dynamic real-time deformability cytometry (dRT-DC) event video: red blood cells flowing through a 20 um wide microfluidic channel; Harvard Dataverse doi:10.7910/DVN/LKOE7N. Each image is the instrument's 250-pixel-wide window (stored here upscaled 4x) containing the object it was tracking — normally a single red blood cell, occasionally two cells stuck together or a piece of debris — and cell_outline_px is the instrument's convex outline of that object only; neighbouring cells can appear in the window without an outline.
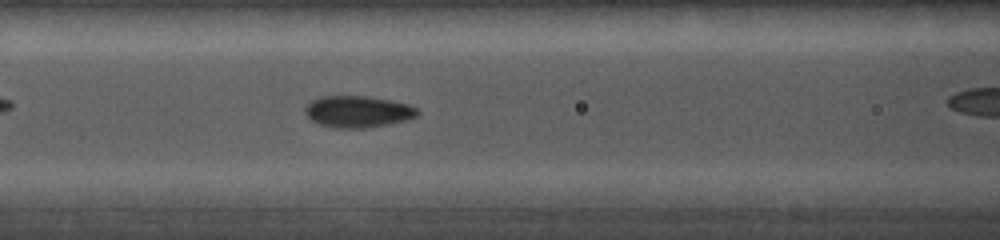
{"species": "common noctule bat (a hibernating species)", "species_latin": "Nyctalus noctula", "temperature_condition": "cold", "stored_images_in_passage": 44, "camera_frame_rate_fps": 5000, "um_per_image_px": 0.085, "animal": {"sex": "female", "body_mass_g": 19.0, "forearm_length_mm": 56.7}, "frame": {"image": 1, "passage_image": 4, "time_ms": 0.6, "image_size_px": [1000, 240], "cell_outline_px": [[420, 112], [416, 116], [408, 120], [368, 128], [332, 128], [320, 124], [312, 120], [304, 112], [304, 108], [312, 100], [320, 96], [368, 96], [408, 104], [416, 108]], "centroid_in_image_um": [30.41, 9.49], "position_along_channel_um": 136.2, "area_um2": 20.75}}
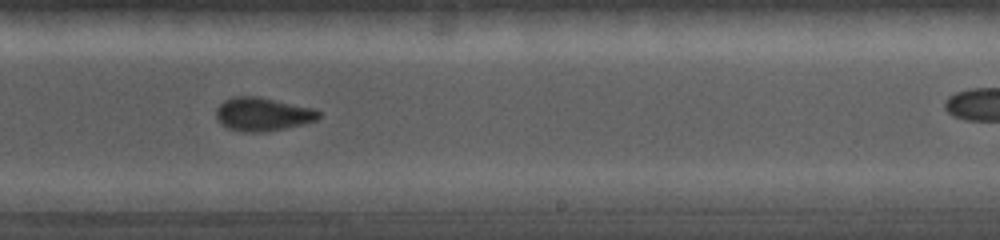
{"frame": {"image": 2, "passage_image": 21, "time_ms": 3.6, "image_size_px": [1000, 240], "cell_outline_px": [[320, 116], [316, 120], [268, 132], [240, 132], [228, 128], [220, 124], [216, 120], [216, 108], [224, 100], [232, 96], [256, 96], [312, 108], [320, 112]], "centroid_in_image_um": [22.25, 9.71], "position_along_channel_um": 266.7, "area_um2": 19.94}}
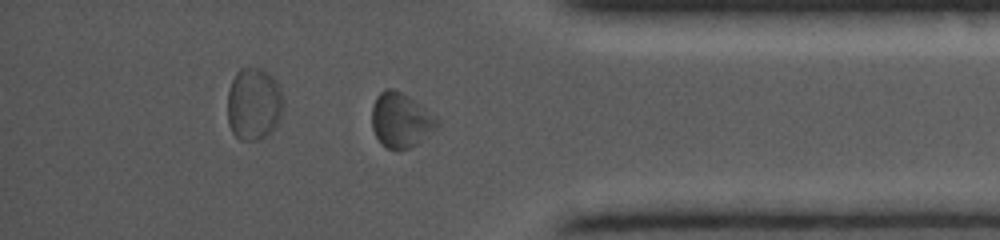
{"frame": {"image": 3, "passage_image": 40, "time_ms": 6.8, "image_size_px": [1000, 240], "cell_outline_px": [[440, 124], [432, 132], [416, 144], [408, 148], [388, 148], [376, 136], [372, 128], [372, 104], [376, 96], [384, 88], [392, 88], [416, 100], [436, 116], [440, 120]], "centroid_in_image_um": [34.08, 10.16], "position_along_channel_um": 401.1, "area_um2": 20.69}}